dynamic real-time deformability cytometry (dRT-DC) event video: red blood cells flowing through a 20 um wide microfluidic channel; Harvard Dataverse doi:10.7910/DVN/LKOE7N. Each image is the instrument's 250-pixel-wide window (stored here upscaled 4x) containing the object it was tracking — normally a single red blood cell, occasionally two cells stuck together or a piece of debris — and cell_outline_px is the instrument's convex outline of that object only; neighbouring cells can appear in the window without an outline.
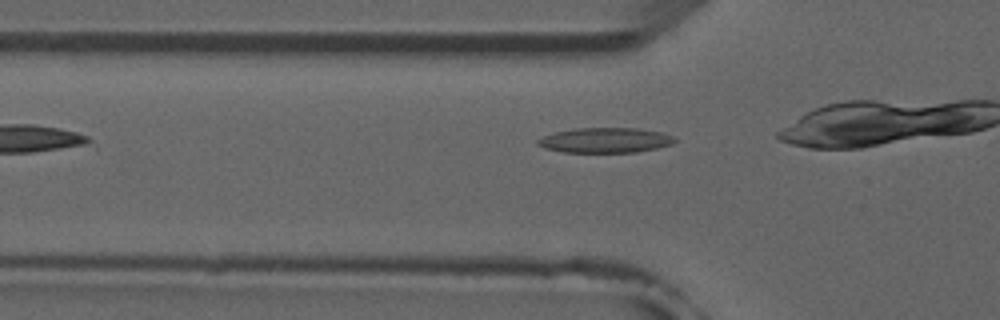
{"species": "common noctule bat (a hibernating species)", "species_latin": "Nyctalus noctula", "temperature_condition": "room temperature", "stored_images_in_passage": 6, "camera_frame_rate_fps": 3000, "um_per_image_px": 0.085, "animal": {"sex": "male", "forearm_length_mm": 52.5}, "frame": {"image": 1, "passage_image": 3, "time_ms": 2.333, "image_size_px": [1000, 320], "cell_outline_px": [[676, 140], [672, 144], [656, 148], [636, 152], [564, 152], [544, 148], [536, 144], [536, 140], [544, 136], [556, 132], [576, 128], [636, 128], [664, 132], [672, 136]], "centroid_in_image_um": [51.45, 11.92], "position_along_channel_um": 74.4, "area_um2": 19.94}}
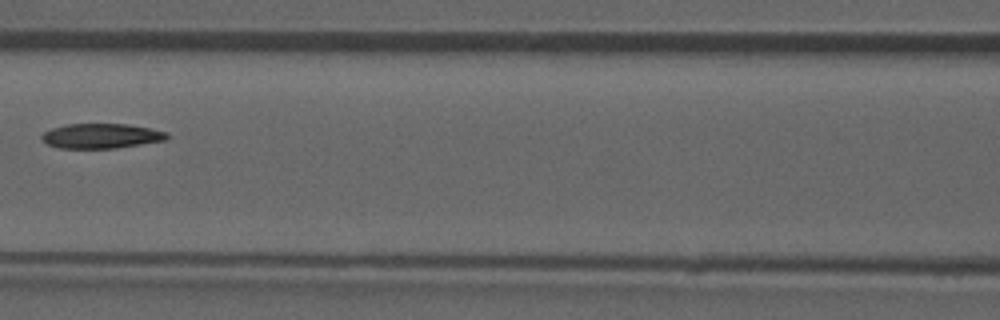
{"frame": {"image": 2, "passage_image": 6, "time_ms": 6.667, "image_size_px": [1000, 320], "cell_outline_px": [[172, 136], [168, 140], [116, 148], [60, 148], [48, 144], [40, 136], [44, 132], [52, 128], [68, 124], [128, 124], [148, 128], [164, 132]], "centroid_in_image_um": [8.64, 11.56], "position_along_channel_um": 158.0, "area_um2": 18.03}}